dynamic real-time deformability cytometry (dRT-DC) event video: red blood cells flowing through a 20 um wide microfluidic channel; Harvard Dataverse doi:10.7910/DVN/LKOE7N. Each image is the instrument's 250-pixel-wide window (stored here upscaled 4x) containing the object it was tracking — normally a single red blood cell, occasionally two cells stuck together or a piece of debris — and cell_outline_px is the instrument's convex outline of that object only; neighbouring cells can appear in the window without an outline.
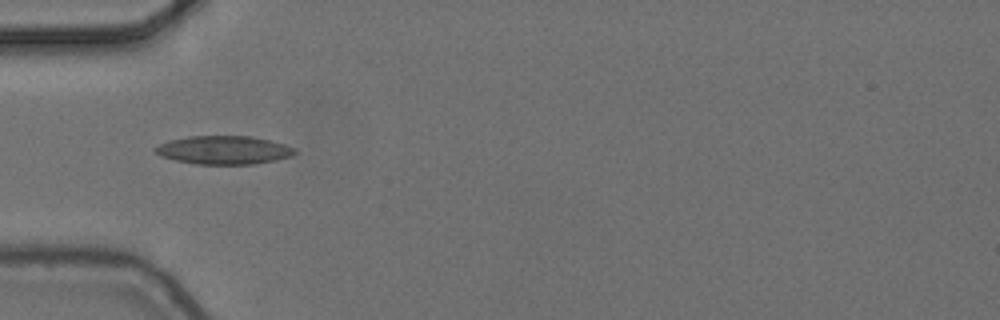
{"species": "common noctule bat (a hibernating species)", "species_latin": "Nyctalus noctula", "temperature_condition": "cold", "stored_images_in_passage": 6, "camera_frame_rate_fps": 3000, "um_per_image_px": 0.085, "animal": {"sex": "female", "body_mass_g": 24.6, "forearm_length_mm": 56.2}, "frame": {"image": 1, "passage_image": 1, "time_ms": 0.0, "image_size_px": [1000, 320], "cell_outline_px": [[296, 152], [292, 156], [276, 160], [252, 164], [196, 164], [176, 160], [160, 156], [152, 148], [168, 140], [188, 136], [252, 136], [284, 144], [296, 148]], "centroid_in_image_um": [19.01, 12.75], "position_along_channel_um": 66.0, "area_um2": 23.12}}
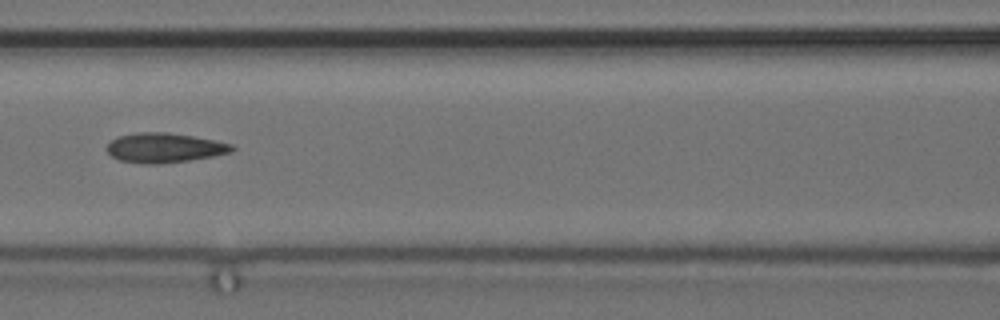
{"frame": {"image": 2, "passage_image": 3, "time_ms": 0.667, "image_size_px": [1000, 320], "cell_outline_px": [[236, 148], [232, 152], [212, 156], [188, 160], [160, 164], [144, 164], [120, 160], [112, 156], [104, 148], [116, 136], [136, 132], [168, 132], [216, 140], [232, 144]], "centroid_in_image_um": [13.96, 12.55], "position_along_channel_um": 152.6, "area_um2": 21.73}}
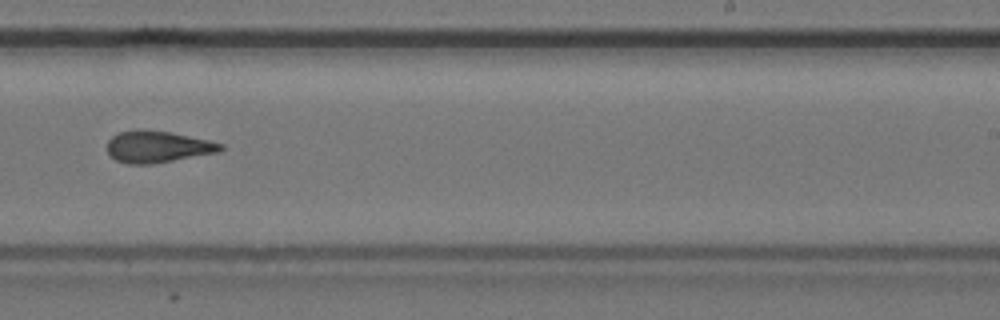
{"frame": {"image": 3, "passage_image": 6, "time_ms": 1.667, "image_size_px": [1000, 320], "cell_outline_px": [[228, 148], [220, 152], [152, 164], [128, 164], [116, 160], [108, 152], [108, 140], [112, 136], [120, 132], [136, 128], [140, 128], [168, 132], [208, 140], [224, 144]], "centroid_in_image_um": [13.43, 12.47], "position_along_channel_um": 275.6, "area_um2": 21.1}}